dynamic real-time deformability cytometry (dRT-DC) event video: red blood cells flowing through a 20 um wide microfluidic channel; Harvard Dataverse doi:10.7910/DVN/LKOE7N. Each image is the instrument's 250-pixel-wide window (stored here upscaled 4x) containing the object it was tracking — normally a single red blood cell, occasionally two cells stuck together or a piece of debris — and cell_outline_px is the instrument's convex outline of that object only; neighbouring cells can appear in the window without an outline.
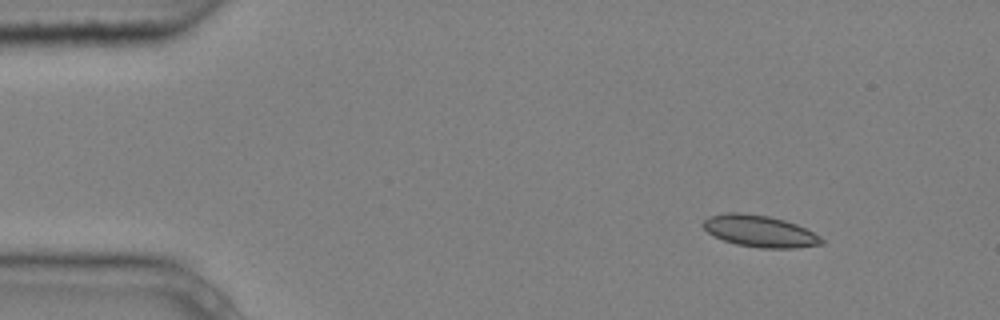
{"species": "common noctule bat (a hibernating species)", "species_latin": "Nyctalus noctula", "temperature_condition": "cold", "stored_images_in_passage": 5, "camera_frame_rate_fps": 3000, "um_per_image_px": 0.085, "animal": {"sex": "male", "body_mass_g": 20.4}, "frame": {"image": 1, "passage_image": 1, "time_ms": 0.0, "image_size_px": [1000, 320], "cell_outline_px": [[824, 244], [796, 248], [760, 248], [736, 244], [712, 236], [700, 224], [708, 216], [728, 212], [740, 212], [768, 216], [784, 220], [796, 224], [820, 236], [824, 240]], "centroid_in_image_um": [64.55, 19.65], "position_along_channel_um": 20.4, "area_um2": 21.96}}
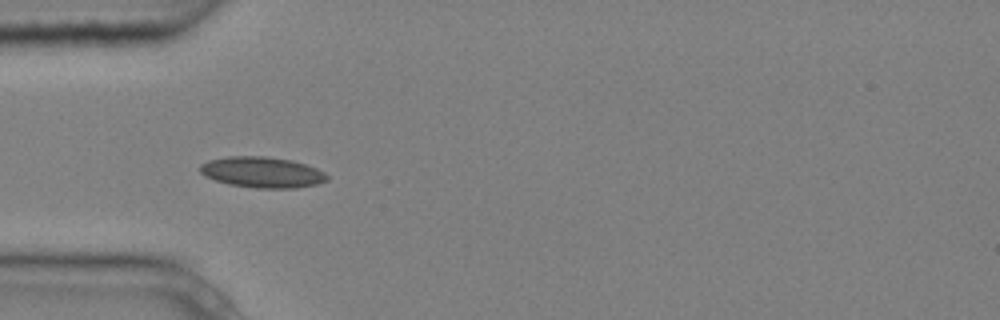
{"frame": {"image": 2, "passage_image": 4, "time_ms": 1.0, "image_size_px": [1000, 320], "cell_outline_px": [[328, 180], [316, 184], [296, 188], [256, 188], [228, 184], [204, 176], [200, 172], [200, 164], [208, 160], [228, 156], [264, 156], [292, 160], [316, 168], [324, 172], [328, 176]], "centroid_in_image_um": [22.27, 14.64], "position_along_channel_um": 62.7, "area_um2": 22.83}}
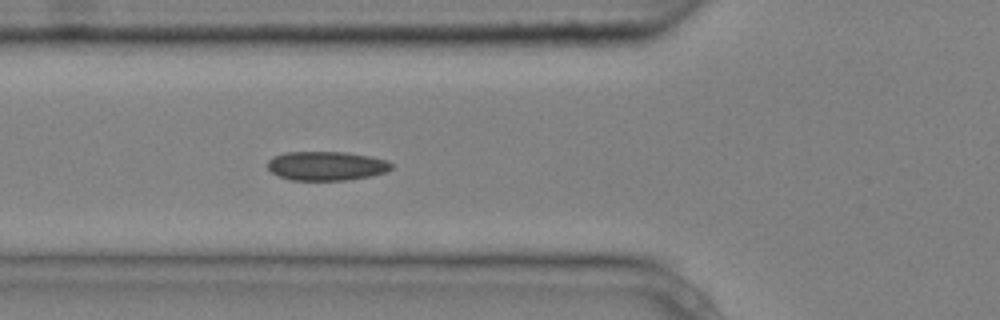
{"frame": {"image": 3, "passage_image": 5, "time_ms": 1.333, "image_size_px": [1000, 320], "cell_outline_px": [[392, 168], [388, 172], [372, 176], [348, 180], [292, 180], [280, 176], [272, 172], [268, 168], [268, 160], [272, 156], [284, 152], [344, 152], [368, 156], [388, 160], [392, 164]], "centroid_in_image_um": [27.76, 14.1], "position_along_channel_um": 98.0, "area_um2": 21.1}}